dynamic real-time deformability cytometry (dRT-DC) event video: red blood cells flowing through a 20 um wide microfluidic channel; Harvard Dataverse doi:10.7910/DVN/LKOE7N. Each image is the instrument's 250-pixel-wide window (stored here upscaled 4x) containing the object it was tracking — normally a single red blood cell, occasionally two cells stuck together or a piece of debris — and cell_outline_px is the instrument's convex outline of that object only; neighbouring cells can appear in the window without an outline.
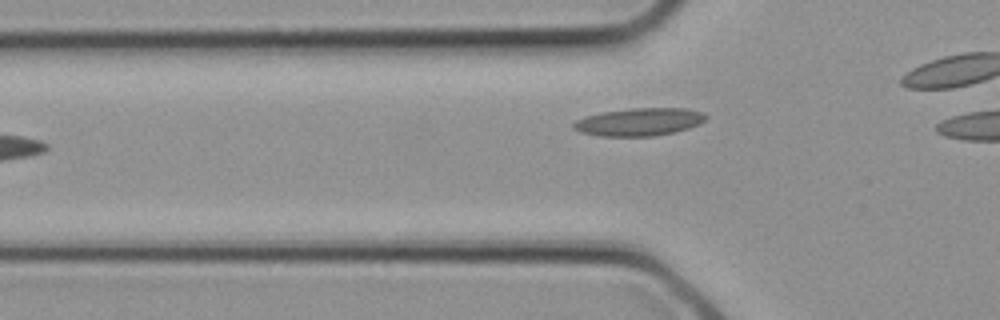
{"species": "common noctule bat (a hibernating species)", "species_latin": "Nyctalus noctula", "temperature_condition": "cold", "stored_images_in_passage": 5, "camera_frame_rate_fps": 3000, "um_per_image_px": 0.085, "animal": {"sex": "female", "body_mass_g": 21.9}, "frame": {"image": 1, "passage_image": 4, "time_ms": 1.0, "image_size_px": [1000, 320], "cell_outline_px": [[708, 116], [700, 124], [688, 128], [656, 136], [600, 136], [580, 132], [572, 128], [572, 124], [576, 120], [588, 116], [604, 112], [632, 108], [688, 108], [704, 112]], "centroid_in_image_um": [54.36, 10.36], "position_along_channel_um": 71.4, "area_um2": 21.39}}